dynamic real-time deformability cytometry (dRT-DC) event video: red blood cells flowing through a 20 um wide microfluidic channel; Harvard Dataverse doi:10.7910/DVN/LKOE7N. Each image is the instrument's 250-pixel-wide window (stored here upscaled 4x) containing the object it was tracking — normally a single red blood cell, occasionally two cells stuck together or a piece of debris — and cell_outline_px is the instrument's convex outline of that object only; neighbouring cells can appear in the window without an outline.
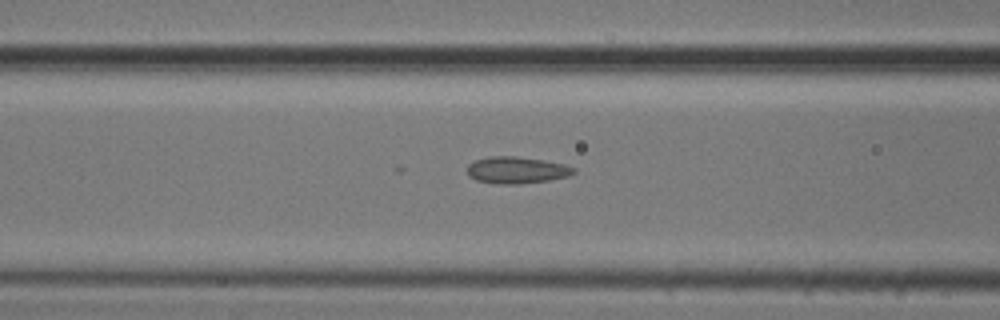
{"species": "common noctule bat (a hibernating species)", "species_latin": "Nyctalus noctula", "temperature_condition": "cold", "stored_images_in_passage": 34, "camera_frame_rate_fps": 3000, "um_per_image_px": 0.085, "animal": {"sex": "male", "body_mass_g": 20.5, "forearm_length_mm": 52.5}, "frame": {"image": 1, "passage_image": 12, "time_ms": 3.667, "image_size_px": [1000, 320], "cell_outline_px": [[576, 172], [568, 176], [548, 180], [516, 184], [496, 184], [476, 180], [468, 176], [468, 164], [476, 160], [488, 156], [516, 156], [544, 160], [564, 164], [576, 168]], "centroid_in_image_um": [43.91, 14.45], "position_along_channel_um": 122.7, "area_um2": 16.65}}
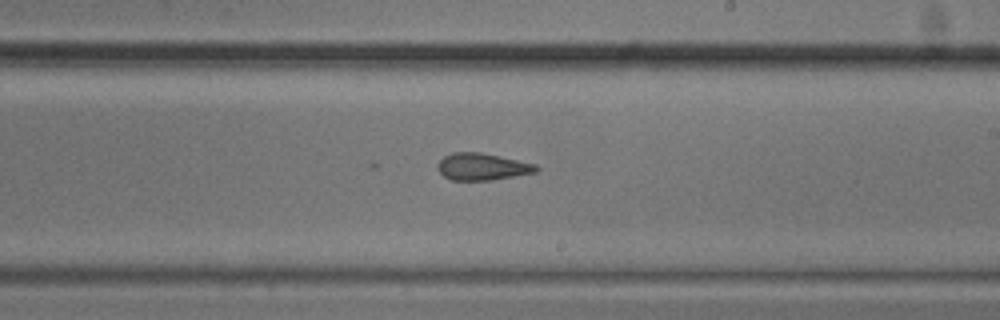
{"frame": {"image": 2, "passage_image": 22, "time_ms": 7.0, "image_size_px": [1000, 320], "cell_outline_px": [[540, 168], [536, 172], [492, 180], [452, 180], [444, 176], [436, 168], [440, 160], [444, 156], [452, 152], [480, 152], [536, 164]], "centroid_in_image_um": [40.98, 14.17], "position_along_channel_um": 248.0, "area_um2": 15.43}}
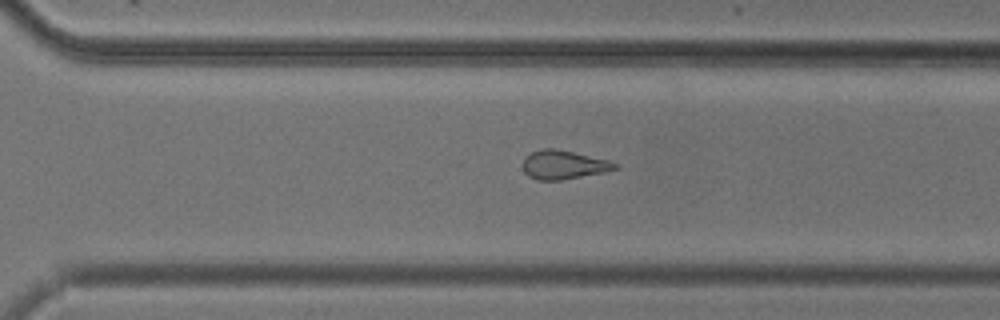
{"frame": {"image": 3, "passage_image": 28, "time_ms": 9.0, "image_size_px": [1000, 320], "cell_outline_px": [[620, 168], [604, 172], [560, 180], [536, 180], [528, 176], [524, 172], [524, 156], [532, 152], [544, 148], [556, 148], [608, 160], [620, 164]], "centroid_in_image_um": [47.92, 14.0], "position_along_channel_um": 322.7, "area_um2": 15.49}}